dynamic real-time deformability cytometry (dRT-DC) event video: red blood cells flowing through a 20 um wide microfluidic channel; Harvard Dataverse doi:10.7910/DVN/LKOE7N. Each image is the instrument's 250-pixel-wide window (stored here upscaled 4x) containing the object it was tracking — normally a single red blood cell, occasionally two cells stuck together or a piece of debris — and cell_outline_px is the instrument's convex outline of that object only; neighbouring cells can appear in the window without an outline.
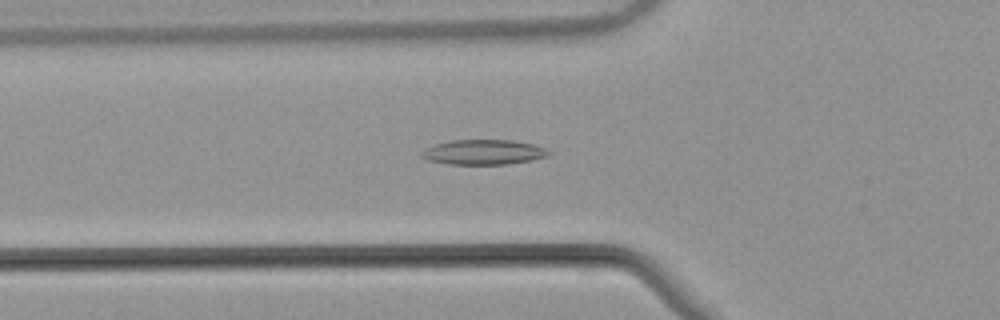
{"species": "common noctule bat (a hibernating species)", "species_latin": "Nyctalus noctula", "temperature_condition": "warm", "stored_images_in_passage": 54, "camera_frame_rate_fps": 3000, "um_per_image_px": 0.085, "animal": {"sex": "male", "body_mass_g": 21.5, "forearm_length_mm": 52.0}, "frame": {"image": 1, "passage_image": 20, "time_ms": 6.333, "image_size_px": [1000, 320], "cell_outline_px": [[552, 152], [548, 156], [532, 160], [508, 164], [448, 164], [428, 160], [420, 156], [420, 152], [424, 148], [436, 144], [452, 140], [512, 140], [532, 144], [544, 148]], "centroid_in_image_um": [41.08, 12.93], "position_along_channel_um": 84.7, "area_um2": 18.5}}
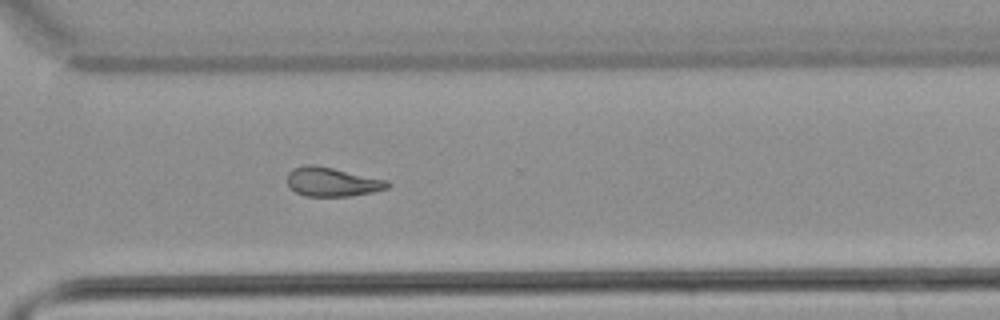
{"frame": {"image": 2, "passage_image": 40, "time_ms": 13.0, "image_size_px": [1000, 320], "cell_outline_px": [[392, 184], [388, 188], [372, 192], [348, 196], [304, 196], [296, 192], [288, 184], [288, 172], [292, 168], [308, 164], [312, 164], [332, 168], [384, 180]], "centroid_in_image_um": [28.19, 15.46], "position_along_channel_um": 342.4, "area_um2": 16.65}}
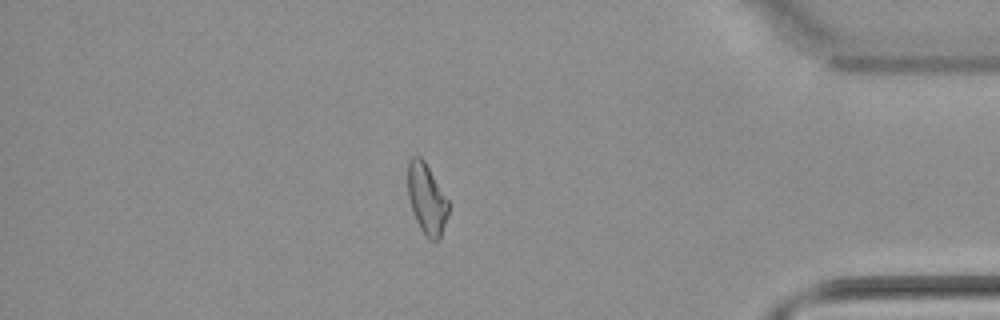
{"frame": {"image": 3, "passage_image": 47, "time_ms": 15.333, "image_size_px": [1000, 320], "cell_outline_px": [[448, 216], [440, 240], [428, 240], [420, 228], [416, 220], [408, 196], [408, 160], [412, 156], [420, 156], [424, 160], [448, 200]], "centroid_in_image_um": [36.27, 16.93], "position_along_channel_um": 398.9, "area_um2": 16.65}, "authors_computed_cell_mechanics": {"area_um2": 17.7157, "velocity_mm_per_s": 3.8555, "shape_relaxation_time_tau1_ms": 10.5376, "shape_relaxation_time_tau2_ms": 6.8365, "deformation_change_tau1": 0.1966, "deformation_change_tau2": 0.1727}}